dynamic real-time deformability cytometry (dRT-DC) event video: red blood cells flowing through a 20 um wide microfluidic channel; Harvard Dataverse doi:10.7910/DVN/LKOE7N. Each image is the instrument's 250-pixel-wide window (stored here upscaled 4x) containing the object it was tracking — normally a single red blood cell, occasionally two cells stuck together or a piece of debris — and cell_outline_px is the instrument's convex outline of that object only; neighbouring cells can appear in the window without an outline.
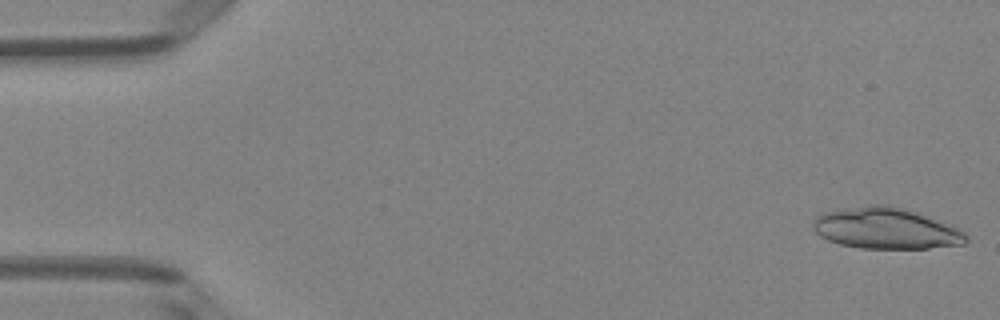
{"species": "Egyptian fruit bat (a non-hibernating species)", "species_latin": "Rousettus aegyptiacus", "temperature_condition": "room temperature", "stored_images_in_passage": 49, "camera_frame_rate_fps": 3000, "um_per_image_px": 0.085, "animal": {"sex": "female"}, "frame": {"image": 1, "passage_image": 1, "time_ms": 0.0, "image_size_px": [1000, 320], "cell_outline_px": [[968, 240], [964, 244], [928, 248], [860, 248], [840, 244], [828, 240], [820, 236], [812, 228], [812, 224], [816, 216], [824, 212], [868, 204], [888, 204], [904, 208], [952, 224], [960, 228], [968, 236]], "centroid_in_image_um": [75.32, 19.4], "position_along_channel_um": 9.7, "area_um2": 36.99}}